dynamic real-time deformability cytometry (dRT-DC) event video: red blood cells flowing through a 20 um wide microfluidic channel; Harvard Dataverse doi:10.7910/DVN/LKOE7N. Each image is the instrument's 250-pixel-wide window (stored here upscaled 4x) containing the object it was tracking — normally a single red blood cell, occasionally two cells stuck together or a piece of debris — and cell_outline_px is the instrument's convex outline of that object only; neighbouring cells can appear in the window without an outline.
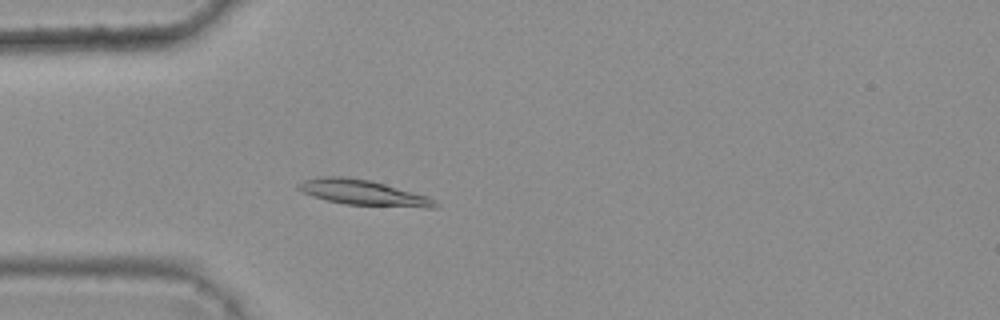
{"species": "common noctule bat (a hibernating species)", "species_latin": "Nyctalus noctula", "temperature_condition": "warm", "stored_images_in_passage": 5, "camera_frame_rate_fps": 3000, "um_per_image_px": 0.085, "animal": {"sex": "female", "body_mass_g": 25.1}, "frame": {"image": 1, "passage_image": 5, "time_ms": 1.333, "image_size_px": [1000, 320], "cell_outline_px": [[440, 204], [436, 208], [424, 208], [344, 204], [312, 196], [300, 192], [296, 188], [296, 184], [304, 180], [320, 176], [344, 176], [372, 180], [428, 196], [436, 200]], "centroid_in_image_um": [30.88, 16.37], "position_along_channel_um": 54.1, "area_um2": 20.63}}